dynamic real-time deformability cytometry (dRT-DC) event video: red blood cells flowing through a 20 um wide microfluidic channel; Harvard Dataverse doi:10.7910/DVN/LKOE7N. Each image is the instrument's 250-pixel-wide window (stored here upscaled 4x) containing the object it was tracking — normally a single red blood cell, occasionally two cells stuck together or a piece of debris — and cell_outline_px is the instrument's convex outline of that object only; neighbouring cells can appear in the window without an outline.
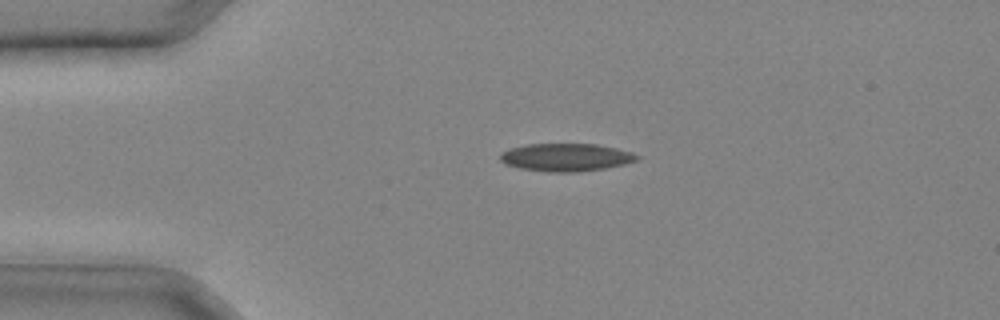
{"species": "common noctule bat (a hibernating species)", "species_latin": "Nyctalus noctula", "temperature_condition": "cold", "stored_images_in_passage": 31, "camera_frame_rate_fps": 3000, "um_per_image_px": 0.085, "animal": {"sex": "male", "body_mass_g": 20.4}, "frame": {"image": 1, "passage_image": 6, "time_ms": 1.667, "image_size_px": [1000, 320], "cell_outline_px": [[640, 160], [624, 164], [604, 168], [576, 172], [548, 172], [520, 168], [504, 164], [500, 160], [500, 152], [508, 148], [528, 144], [596, 144], [616, 148], [632, 152], [640, 156]], "centroid_in_image_um": [48.1, 13.37], "position_along_channel_um": 36.9, "area_um2": 22.31}}
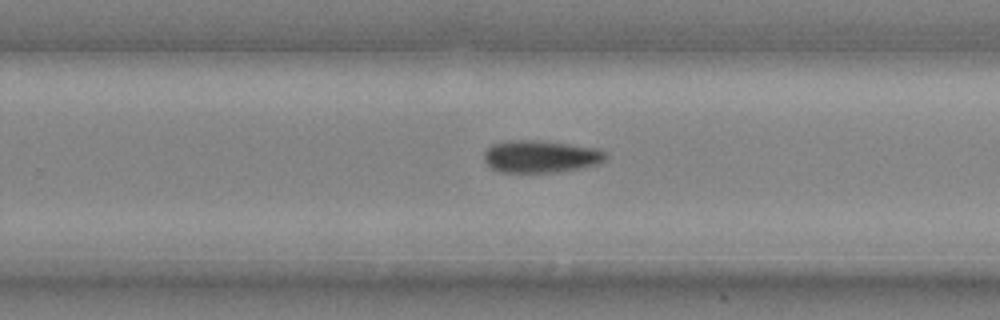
{"frame": {"image": 2, "passage_image": 20, "time_ms": 6.333, "image_size_px": [1000, 320], "cell_outline_px": [[608, 156], [600, 164], [584, 168], [556, 172], [500, 172], [492, 168], [484, 160], [484, 152], [492, 144], [508, 140], [532, 140], [568, 144], [596, 148], [608, 152]], "centroid_in_image_um": [45.99, 13.31], "position_along_channel_um": 283.8, "area_um2": 23.0}}
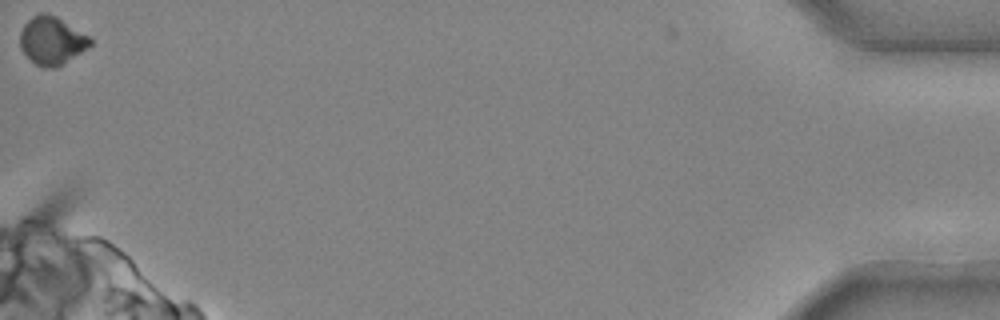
{"frame": {"image": 3, "passage_image": 31, "time_ms": 10.0, "image_size_px": [1000, 320], "cell_outline_px": [[92, 44], [88, 48], [56, 68], [44, 68], [36, 64], [20, 48], [20, 32], [24, 24], [32, 16], [40, 12], [44, 12], [56, 16], [88, 36], [92, 40]], "centroid_in_image_um": [4.39, 3.45], "position_along_channel_um": 430.8, "area_um2": 19.48}}